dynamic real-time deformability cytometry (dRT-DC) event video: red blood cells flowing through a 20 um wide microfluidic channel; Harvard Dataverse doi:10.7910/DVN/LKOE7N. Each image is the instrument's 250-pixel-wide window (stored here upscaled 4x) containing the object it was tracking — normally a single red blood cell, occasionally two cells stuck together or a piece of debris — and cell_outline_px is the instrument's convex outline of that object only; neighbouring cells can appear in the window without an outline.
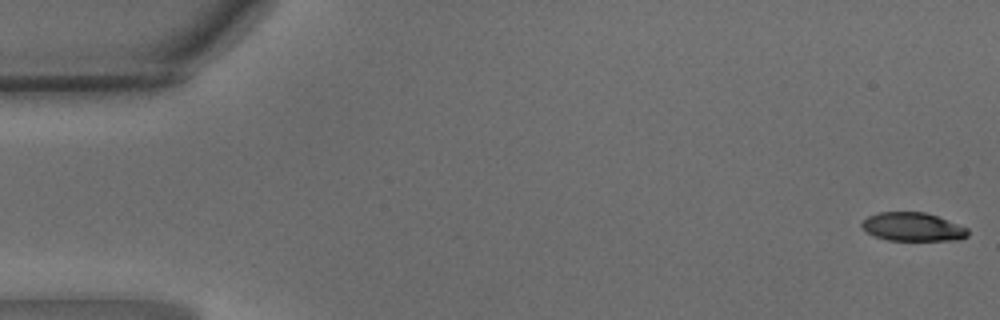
{"species": "common noctule bat (a hibernating species)", "species_latin": "Nyctalus noctula", "temperature_condition": "warm", "stored_images_in_passage": 49, "camera_frame_rate_fps": 3000, "um_per_image_px": 0.085, "animal": {"sex": "male", "body_mass_g": 15.6}, "frame": {"image": 1, "passage_image": 1, "time_ms": 0.0, "image_size_px": [1000, 320], "cell_outline_px": [[968, 236], [956, 240], [888, 240], [876, 236], [868, 232], [860, 224], [868, 216], [876, 212], [924, 212], [936, 216], [968, 228]], "centroid_in_image_um": [77.58, 19.28], "position_along_channel_um": 7.4, "area_um2": 17.4}}
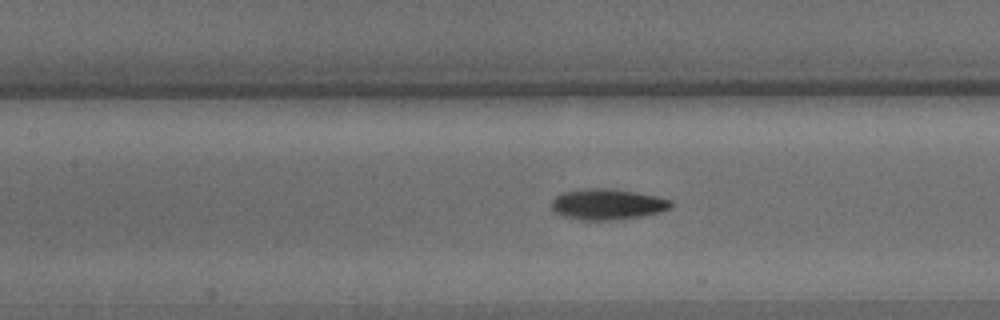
{"frame": {"image": 2, "passage_image": 22, "time_ms": 7.0, "image_size_px": [1000, 320], "cell_outline_px": [[672, 208], [660, 212], [644, 216], [612, 220], [580, 220], [564, 216], [552, 212], [552, 200], [556, 196], [564, 192], [588, 188], [608, 188], [636, 192], [656, 196], [672, 200]], "centroid_in_image_um": [51.64, 17.37], "position_along_channel_um": 155.8, "area_um2": 21.56}}
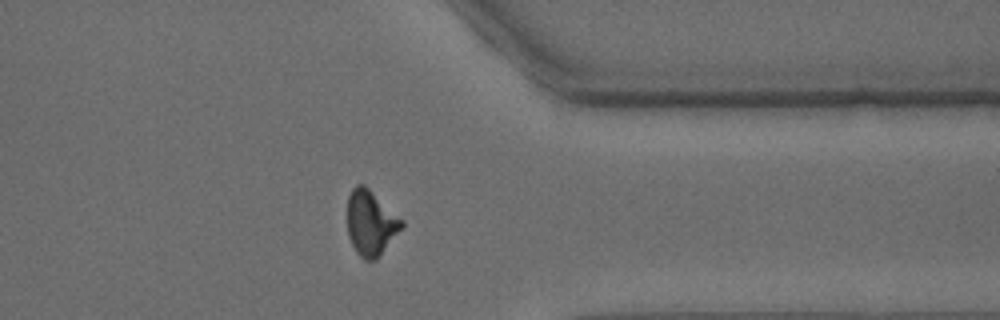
{"frame": {"image": 3, "passage_image": 39, "time_ms": 12.667, "image_size_px": [1000, 320], "cell_outline_px": [[404, 228], [380, 256], [376, 260], [364, 260], [356, 252], [348, 236], [348, 196], [352, 188], [356, 184], [364, 184], [404, 220]], "centroid_in_image_um": [31.55, 18.96], "position_along_channel_um": 379.9, "area_um2": 20.92}, "authors_computed_cell_mechanics": {"area_um2": 20.1144, "velocity_mm_per_s": 4.1098, "shape_relaxation_time_tau1_ms": 3.261, "shape_relaxation_time_tau2_ms": 3.4818, "deformation_change_tau1": 0.1819, "deformation_change_tau2": 0.1097}}